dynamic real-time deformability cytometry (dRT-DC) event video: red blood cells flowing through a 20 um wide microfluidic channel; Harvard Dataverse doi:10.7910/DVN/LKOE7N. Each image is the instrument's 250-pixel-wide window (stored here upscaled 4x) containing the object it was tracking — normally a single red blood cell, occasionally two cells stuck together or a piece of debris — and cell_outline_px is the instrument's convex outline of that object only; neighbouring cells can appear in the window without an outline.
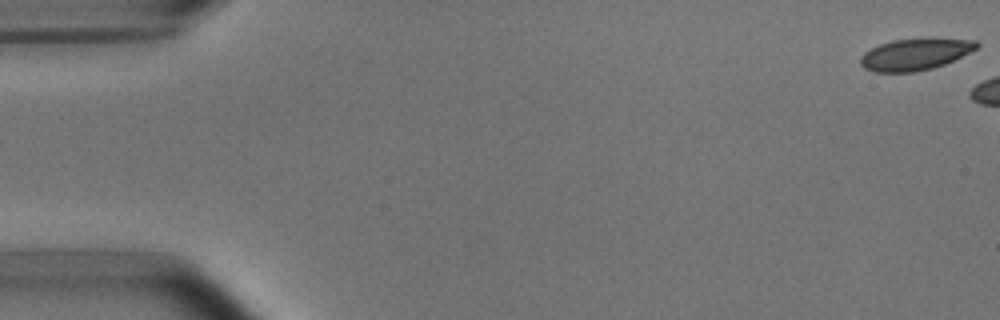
{"species": "common noctule bat (a hibernating species)", "species_latin": "Nyctalus noctula", "temperature_condition": "room temperature", "stored_images_in_passage": 3, "camera_frame_rate_fps": 3000, "um_per_image_px": 0.085, "animal": {"sex": "male", "body_mass_g": 15.6}, "frame": {"image": 1, "passage_image": 1, "time_ms": 0.0, "image_size_px": [1000, 320], "cell_outline_px": [[980, 44], [976, 48], [944, 64], [932, 68], [916, 72], [876, 72], [864, 68], [860, 64], [860, 56], [864, 52], [880, 44], [892, 40], [928, 36], [976, 40]], "centroid_in_image_um": [77.78, 4.58], "position_along_channel_um": 7.2, "area_um2": 21.85}}